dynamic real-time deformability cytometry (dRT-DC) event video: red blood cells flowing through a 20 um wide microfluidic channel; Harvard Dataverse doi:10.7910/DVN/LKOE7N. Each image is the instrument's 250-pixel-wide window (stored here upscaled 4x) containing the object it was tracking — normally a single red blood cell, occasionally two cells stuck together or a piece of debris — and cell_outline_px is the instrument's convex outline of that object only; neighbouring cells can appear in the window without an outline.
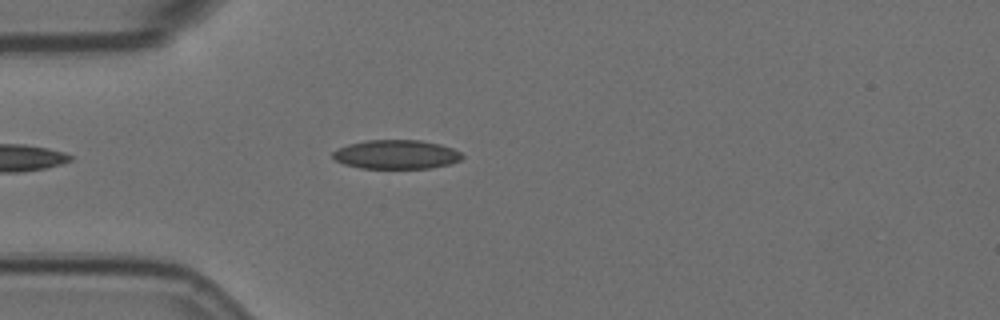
{"species": "Egyptian fruit bat (a non-hibernating species)", "species_latin": "Rousettus aegyptiacus", "temperature_condition": "room temperature", "stored_images_in_passage": 5, "camera_frame_rate_fps": 3000, "um_per_image_px": 0.085, "animal": {"sex": "female"}, "frame": {"image": 1, "passage_image": 4, "time_ms": 1.0, "image_size_px": [1000, 320], "cell_outline_px": [[464, 156], [460, 160], [448, 164], [432, 168], [360, 168], [344, 164], [336, 160], [332, 156], [332, 152], [336, 148], [348, 144], [364, 140], [420, 140], [440, 144], [452, 148], [460, 152]], "centroid_in_image_um": [33.66, 13.12], "position_along_channel_um": 51.3, "area_um2": 21.96}}